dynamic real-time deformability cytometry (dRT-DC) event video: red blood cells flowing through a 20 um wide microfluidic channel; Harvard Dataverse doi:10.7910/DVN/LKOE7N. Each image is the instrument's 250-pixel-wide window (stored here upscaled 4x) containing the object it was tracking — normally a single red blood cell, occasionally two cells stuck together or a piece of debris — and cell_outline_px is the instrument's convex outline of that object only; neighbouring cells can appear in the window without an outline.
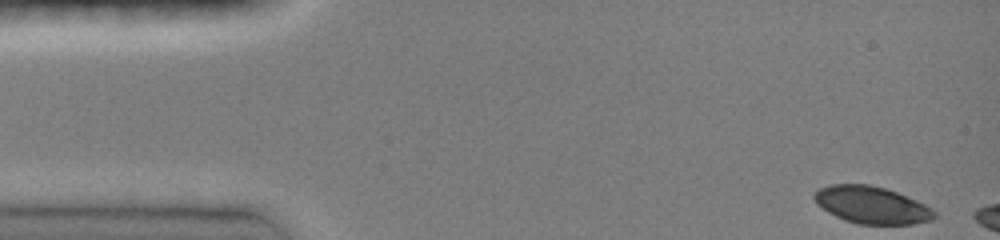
{"species": "common noctule bat (a hibernating species)", "species_latin": "Nyctalus noctula", "temperature_condition": "room temperature", "stored_images_in_passage": 5, "camera_frame_rate_fps": 3000, "um_per_image_px": 0.085, "animal": {"sex": "female", "body_mass_g": 19.0, "forearm_length_mm": 51.5}, "frame": {"image": 1, "passage_image": 1, "time_ms": 0.0, "image_size_px": [1000, 240], "cell_outline_px": [[936, 216], [932, 220], [912, 224], [856, 224], [844, 220], [828, 212], [816, 204], [812, 196], [820, 188], [828, 184], [868, 184], [884, 188], [896, 192], [916, 200], [932, 208], [936, 212]], "centroid_in_image_um": [74.08, 17.43], "position_along_channel_um": 10.9, "area_um2": 26.07}}